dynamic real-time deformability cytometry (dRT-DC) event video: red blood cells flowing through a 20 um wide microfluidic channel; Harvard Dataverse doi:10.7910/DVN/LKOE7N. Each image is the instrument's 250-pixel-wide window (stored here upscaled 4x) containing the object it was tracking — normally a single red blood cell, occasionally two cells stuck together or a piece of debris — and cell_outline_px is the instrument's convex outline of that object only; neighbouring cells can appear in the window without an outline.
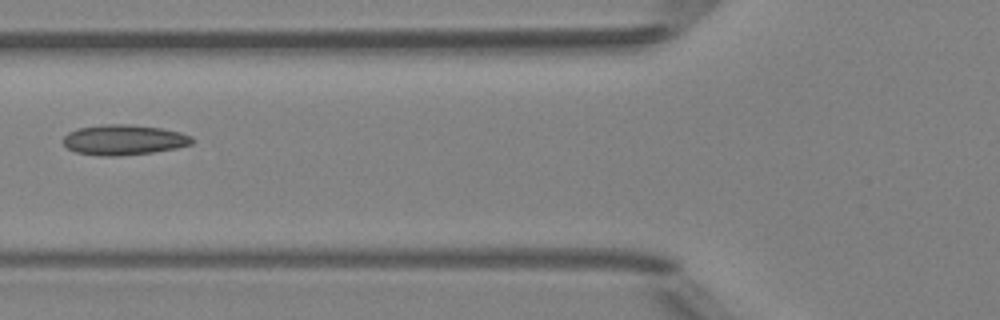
{"species": "Egyptian fruit bat (a non-hibernating species)", "species_latin": "Rousettus aegyptiacus", "temperature_condition": "room temperature", "stored_images_in_passage": 6, "camera_frame_rate_fps": 3000, "um_per_image_px": 0.085, "animal": {"sex": "female"}, "frame": {"image": 1, "passage_image": 6, "time_ms": 6.667, "image_size_px": [1000, 320], "cell_outline_px": [[192, 144], [176, 148], [152, 152], [116, 156], [104, 156], [76, 152], [68, 148], [64, 144], [64, 136], [68, 132], [76, 128], [104, 124], [128, 124], [160, 128], [180, 132], [192, 136]], "centroid_in_image_um": [10.51, 11.88], "position_along_channel_um": 115.3, "area_um2": 22.6}}